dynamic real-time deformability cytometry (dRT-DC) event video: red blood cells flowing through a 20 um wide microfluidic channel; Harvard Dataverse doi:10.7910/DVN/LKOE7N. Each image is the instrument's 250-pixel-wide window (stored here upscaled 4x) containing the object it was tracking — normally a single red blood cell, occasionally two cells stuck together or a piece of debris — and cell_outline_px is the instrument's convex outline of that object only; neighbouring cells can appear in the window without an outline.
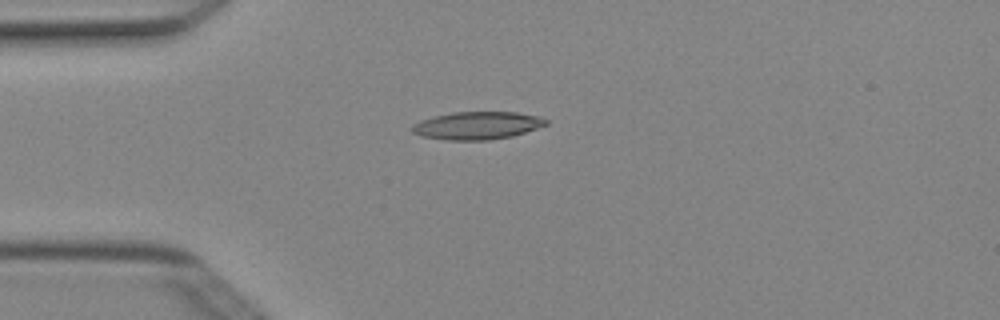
{"species": "Egyptian fruit bat (a non-hibernating species)", "species_latin": "Rousettus aegyptiacus", "temperature_condition": "cold", "stored_images_in_passage": 3, "camera_frame_rate_fps": 3000, "um_per_image_px": 0.085, "animal": {"sex": "female"}, "frame": {"image": 1, "passage_image": 3, "time_ms": 0.667, "image_size_px": [1000, 320], "cell_outline_px": [[548, 124], [512, 136], [488, 140], [448, 140], [420, 136], [412, 132], [412, 124], [420, 120], [432, 116], [452, 112], [516, 112], [540, 116], [548, 120]], "centroid_in_image_um": [40.54, 10.66], "position_along_channel_um": 44.5, "area_um2": 21.73}}